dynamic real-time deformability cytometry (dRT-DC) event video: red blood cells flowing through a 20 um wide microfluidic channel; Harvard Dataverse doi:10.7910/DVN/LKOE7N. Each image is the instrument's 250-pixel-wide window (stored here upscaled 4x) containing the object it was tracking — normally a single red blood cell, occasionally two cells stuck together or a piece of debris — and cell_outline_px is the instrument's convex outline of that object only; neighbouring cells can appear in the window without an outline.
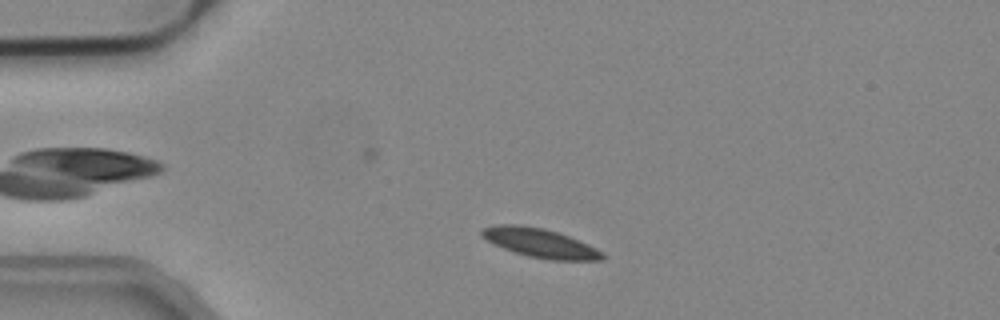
{"species": "common noctule bat (a hibernating species)", "species_latin": "Nyctalus noctula", "temperature_condition": "cold", "stored_images_in_passage": 46, "camera_frame_rate_fps": 3000, "um_per_image_px": 0.085, "animal": {"sex": "male", "body_mass_g": 19.2, "forearm_length_mm": 51.8}, "frame": {"image": 1, "passage_image": 6, "time_ms": 1.667, "image_size_px": [1000, 320], "cell_outline_px": [[604, 260], [548, 260], [528, 256], [504, 248], [480, 236], [480, 232], [484, 228], [496, 224], [516, 224], [544, 228], [568, 236], [588, 244], [604, 252]], "centroid_in_image_um": [45.93, 20.65], "position_along_channel_um": 39.1, "area_um2": 20.23}}
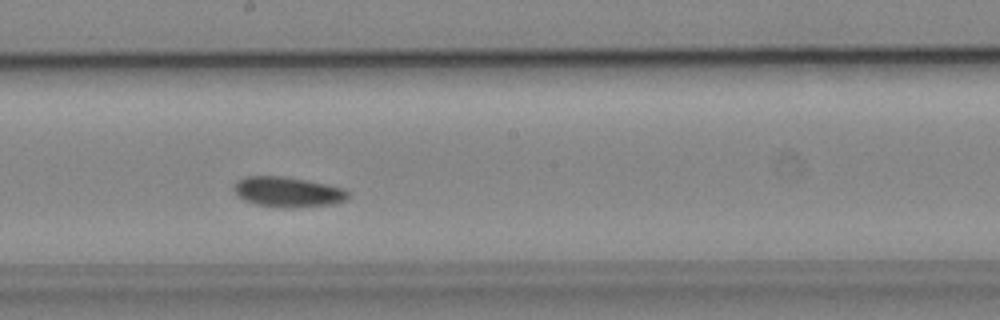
{"frame": {"image": 2, "passage_image": 23, "time_ms": 7.333, "image_size_px": [1000, 320], "cell_outline_px": [[348, 196], [344, 200], [332, 204], [288, 208], [284, 208], [256, 204], [244, 200], [232, 188], [232, 184], [236, 180], [244, 176], [280, 176], [304, 180], [324, 184], [340, 188], [348, 192]], "centroid_in_image_um": [24.37, 16.31], "position_along_channel_um": 223.8, "area_um2": 19.77}}
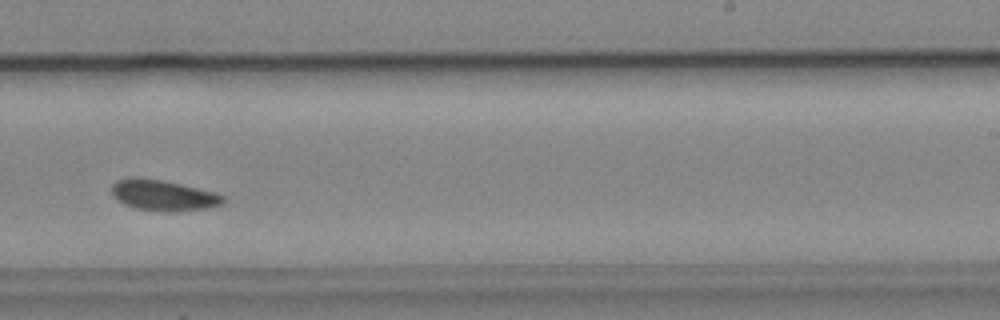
{"frame": {"image": 3, "passage_image": 27, "time_ms": 8.667, "image_size_px": [1000, 320], "cell_outline_px": [[224, 204], [208, 208], [176, 212], [164, 212], [136, 208], [124, 204], [116, 200], [112, 196], [112, 184], [116, 180], [128, 176], [136, 176], [160, 180], [180, 184], [216, 192], [224, 196]], "centroid_in_image_um": [13.85, 16.6], "position_along_channel_um": 275.1, "area_um2": 20.35}, "authors_computed_cell_mechanics": {"area_um2": 19.4208, "velocity_mm_per_s": 3.8766, "shape_relaxation_time_tau1_ms": null, "shape_relaxation_time_tau2_ms": 8.8771, "deformation_change_tau1": null, "deformation_change_tau2": 0.114}}